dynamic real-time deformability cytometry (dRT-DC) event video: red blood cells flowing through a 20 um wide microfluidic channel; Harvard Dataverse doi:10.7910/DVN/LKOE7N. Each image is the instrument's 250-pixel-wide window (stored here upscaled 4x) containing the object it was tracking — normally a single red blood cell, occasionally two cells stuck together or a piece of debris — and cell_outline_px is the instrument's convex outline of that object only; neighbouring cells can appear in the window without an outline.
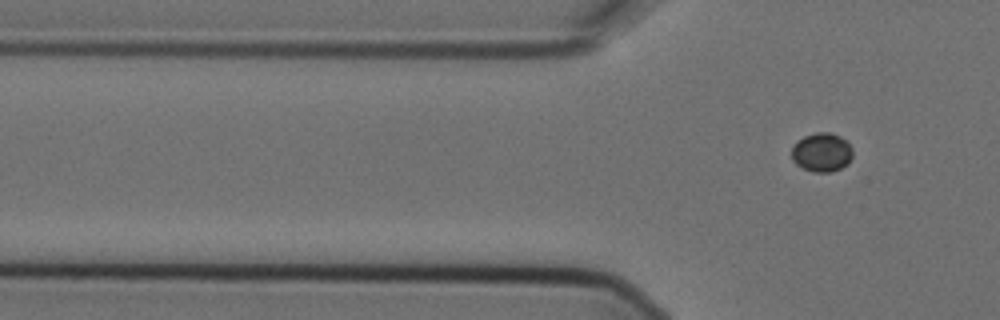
{"species": "Egyptian fruit bat (a non-hibernating species)", "species_latin": "Rousettus aegyptiacus", "temperature_condition": "cold", "stored_images_in_passage": 2, "camera_frame_rate_fps": 3000, "um_per_image_px": 0.085, "animal": {"sex": "female"}, "frame": {"image": 1, "passage_image": 2, "time_ms": 0.333, "image_size_px": [1000, 320], "cell_outline_px": [[852, 156], [848, 164], [832, 172], [812, 172], [796, 164], [792, 160], [792, 148], [796, 140], [804, 136], [816, 132], [832, 132], [840, 136], [852, 148]], "centroid_in_image_um": [69.84, 12.94], "position_along_channel_um": 56.0, "area_um2": 13.93}}